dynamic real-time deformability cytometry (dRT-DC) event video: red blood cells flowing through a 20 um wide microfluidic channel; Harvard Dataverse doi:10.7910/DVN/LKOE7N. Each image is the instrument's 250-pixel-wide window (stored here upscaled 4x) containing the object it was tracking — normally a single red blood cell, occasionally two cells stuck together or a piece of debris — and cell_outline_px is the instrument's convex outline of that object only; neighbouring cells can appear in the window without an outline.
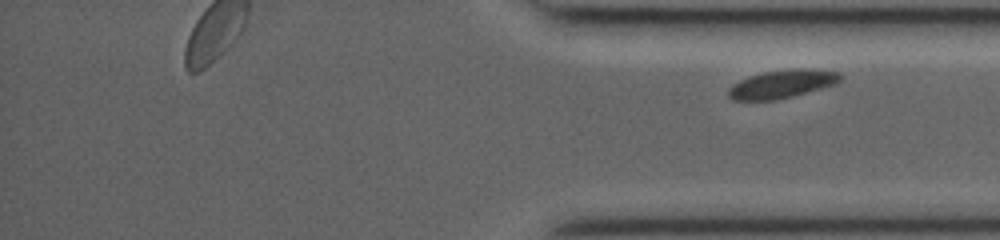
{"species": "common noctule bat (a hibernating species)", "species_latin": "Nyctalus noctula", "temperature_condition": "room temperature", "stored_images_in_passage": 18, "segment_of_instrument_passage": [2, 2], "camera_frame_rate_fps": 3000, "um_per_image_px": 0.085, "animal": {"sex": "female", "body_mass_g": 19.0, "forearm_length_mm": 53.3}, "frame": {"image": 1, "passage_image": 18, "time_ms": 10.0, "image_size_px": [1000, 240], "cell_outline_px": [[844, 76], [836, 84], [792, 96], [776, 100], [732, 100], [728, 96], [728, 88], [732, 84], [748, 76], [764, 72], [840, 72]], "centroid_in_image_um": [66.36, 7.21], "position_along_channel_um": 368.8, "area_um2": 17.22}}